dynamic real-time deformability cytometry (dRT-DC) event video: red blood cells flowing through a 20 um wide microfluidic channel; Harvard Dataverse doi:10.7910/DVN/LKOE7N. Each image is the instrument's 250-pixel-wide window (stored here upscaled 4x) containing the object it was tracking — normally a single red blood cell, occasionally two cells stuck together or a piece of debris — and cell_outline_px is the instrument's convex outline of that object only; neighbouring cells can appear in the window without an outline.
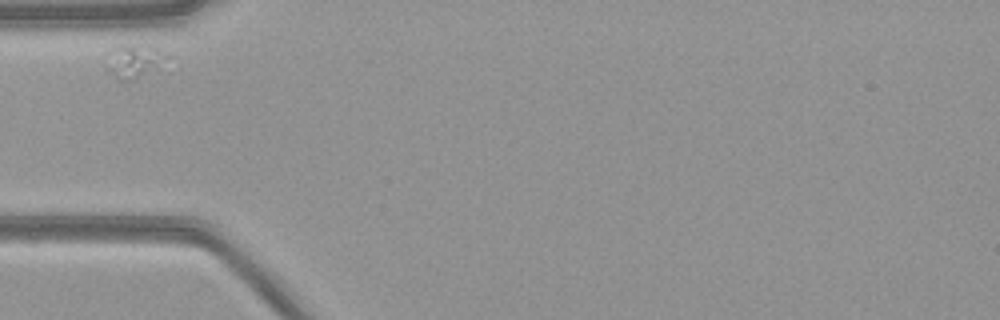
{"species": "common noctule bat (a hibernating species)", "species_latin": "Nyctalus noctula", "temperature_condition": "warm", "stored_images_in_passage": 7, "camera_frame_rate_fps": 3000, "um_per_image_px": 0.085, "animal": {"sex": "female", "body_mass_g": 21.9}, "frame": {"image": 1, "passage_image": 1, "time_ms": 0.0, "image_size_px": [1000, 320], "cell_outline_px": [[168, 56], [160, 68], [128, 80], [120, 80], [108, 68], [104, 56], [108, 48], [120, 44], [132, 44], [156, 48]], "centroid_in_image_um": [11.33, 5.13], "position_along_channel_um": 73.7, "area_um2": 11.73}}